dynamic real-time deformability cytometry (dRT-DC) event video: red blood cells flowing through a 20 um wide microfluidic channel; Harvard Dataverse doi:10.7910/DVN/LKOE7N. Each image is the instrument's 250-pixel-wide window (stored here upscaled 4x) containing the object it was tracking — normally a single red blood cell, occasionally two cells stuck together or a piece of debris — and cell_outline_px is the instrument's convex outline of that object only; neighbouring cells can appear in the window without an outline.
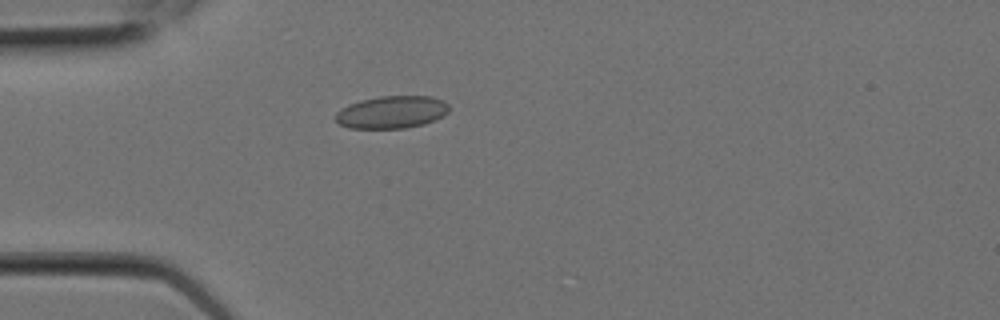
{"species": "Egyptian fruit bat (a non-hibernating species)", "species_latin": "Rousettus aegyptiacus", "temperature_condition": "room temperature", "stored_images_in_passage": 9, "camera_frame_rate_fps": 3000, "um_per_image_px": 0.085, "animal": {"sex": "female"}, "frame": {"image": 1, "passage_image": 4, "time_ms": 1.0, "image_size_px": [1000, 320], "cell_outline_px": [[448, 112], [444, 116], [424, 124], [404, 128], [348, 128], [340, 124], [336, 120], [336, 112], [340, 108], [360, 100], [380, 96], [432, 96], [444, 100], [448, 104]], "centroid_in_image_um": [33.31, 9.52], "position_along_channel_um": 51.7, "area_um2": 21.56}}
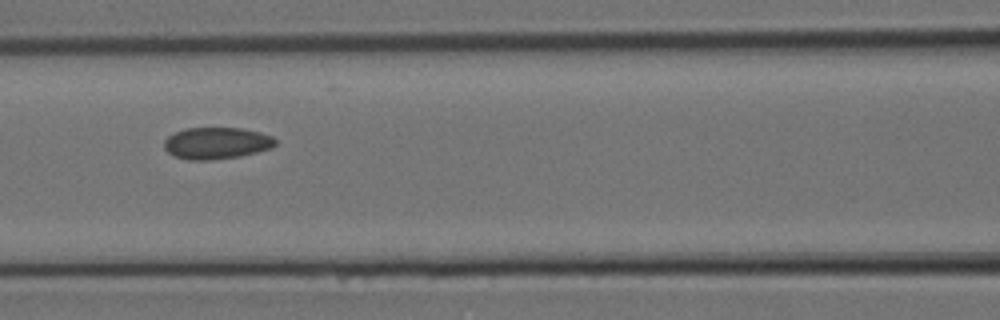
{"frame": {"image": 2, "passage_image": 7, "time_ms": 2.0, "image_size_px": [1000, 320], "cell_outline_px": [[276, 144], [272, 148], [240, 156], [212, 160], [188, 160], [172, 156], [164, 148], [164, 140], [168, 136], [176, 132], [188, 128], [240, 128], [260, 132], [272, 136], [276, 140]], "centroid_in_image_um": [18.4, 12.18], "position_along_channel_um": 148.2, "area_um2": 20.63}}
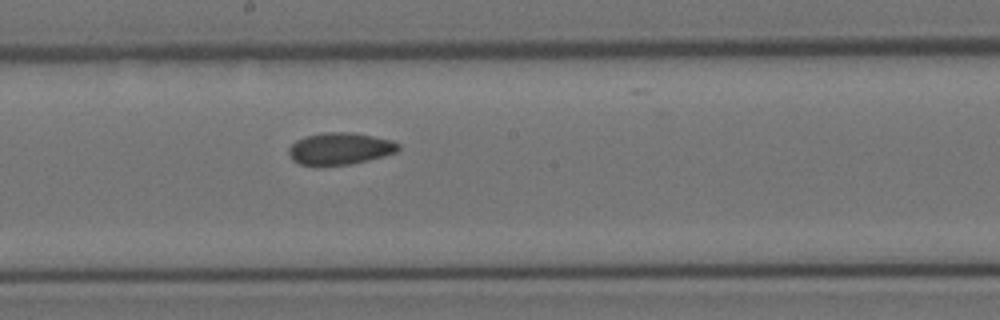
{"frame": {"image": 3, "passage_image": 9, "time_ms": 2.667, "image_size_px": [1000, 320], "cell_outline_px": [[400, 148], [396, 152], [384, 156], [368, 160], [348, 164], [316, 168], [300, 164], [292, 160], [288, 152], [288, 148], [296, 140], [304, 136], [324, 132], [352, 132], [392, 140], [400, 144]], "centroid_in_image_um": [28.85, 12.66], "position_along_channel_um": 219.4, "area_um2": 20.92}}